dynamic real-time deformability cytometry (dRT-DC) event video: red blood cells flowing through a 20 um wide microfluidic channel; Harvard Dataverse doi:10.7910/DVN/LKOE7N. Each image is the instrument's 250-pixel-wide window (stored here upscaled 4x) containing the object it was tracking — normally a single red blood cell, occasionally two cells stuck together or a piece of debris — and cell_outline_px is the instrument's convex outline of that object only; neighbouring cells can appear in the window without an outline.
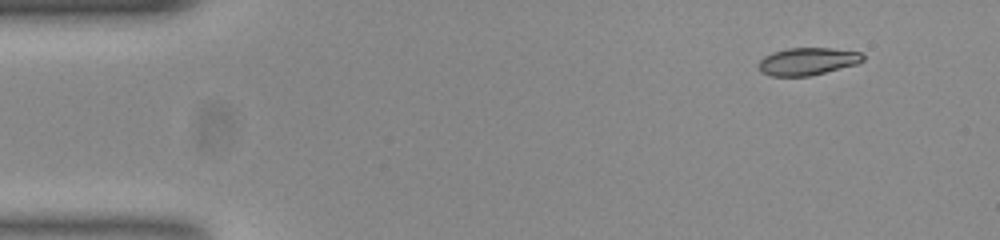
{"species": "common noctule bat (a hibernating species)", "species_latin": "Nyctalus noctula", "temperature_condition": "room temperature", "stored_images_in_passage": 50, "camera_frame_rate_fps": 3000, "um_per_image_px": 0.085, "animal": {"sex": "female", "body_mass_g": 23.0, "forearm_length_mm": 53.4}, "frame": {"image": 1, "passage_image": 1, "time_ms": 0.0, "image_size_px": [1000, 240], "cell_outline_px": [[864, 60], [856, 64], [808, 76], [772, 76], [760, 72], [756, 64], [764, 56], [772, 52], [788, 48], [832, 48], [860, 52], [864, 56]], "centroid_in_image_um": [68.59, 5.21], "position_along_channel_um": 16.4, "area_um2": 16.7}}
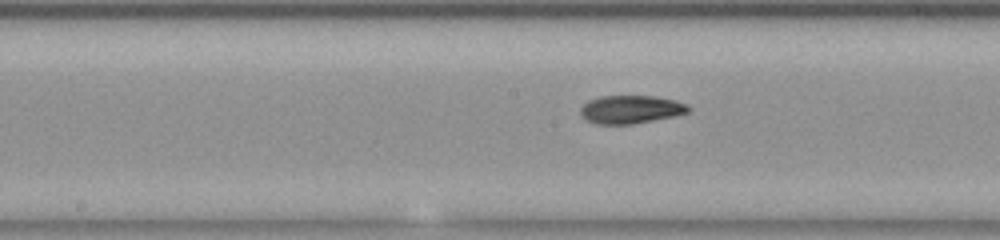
{"frame": {"image": 2, "passage_image": 23, "time_ms": 7.333, "image_size_px": [1000, 240], "cell_outline_px": [[692, 108], [688, 112], [676, 116], [632, 124], [596, 124], [584, 120], [580, 116], [580, 108], [588, 100], [600, 96], [656, 96], [676, 100], [688, 104]], "centroid_in_image_um": [53.62, 9.3], "position_along_channel_um": 194.6, "area_um2": 18.03}}
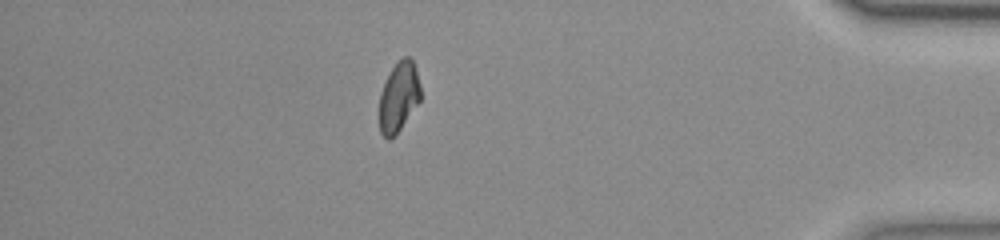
{"frame": {"image": 3, "passage_image": 43, "time_ms": 14.0, "image_size_px": [1000, 240], "cell_outline_px": [[420, 100], [400, 128], [388, 140], [380, 132], [380, 92], [392, 68], [400, 56], [408, 56], [412, 60], [416, 68], [420, 84]], "centroid_in_image_um": [33.9, 8.17], "position_along_channel_um": 401.3, "area_um2": 16.47}, "authors_computed_cell_mechanics": {"area_um2": 17.5712, "velocity_mm_per_s": 3.7818, "shape_relaxation_time_tau1_ms": 9.1406, "shape_relaxation_time_tau2_ms": 1.3586, "deformation_change_tau1": 0.2304, "deformation_change_tau2": 0.0511}}